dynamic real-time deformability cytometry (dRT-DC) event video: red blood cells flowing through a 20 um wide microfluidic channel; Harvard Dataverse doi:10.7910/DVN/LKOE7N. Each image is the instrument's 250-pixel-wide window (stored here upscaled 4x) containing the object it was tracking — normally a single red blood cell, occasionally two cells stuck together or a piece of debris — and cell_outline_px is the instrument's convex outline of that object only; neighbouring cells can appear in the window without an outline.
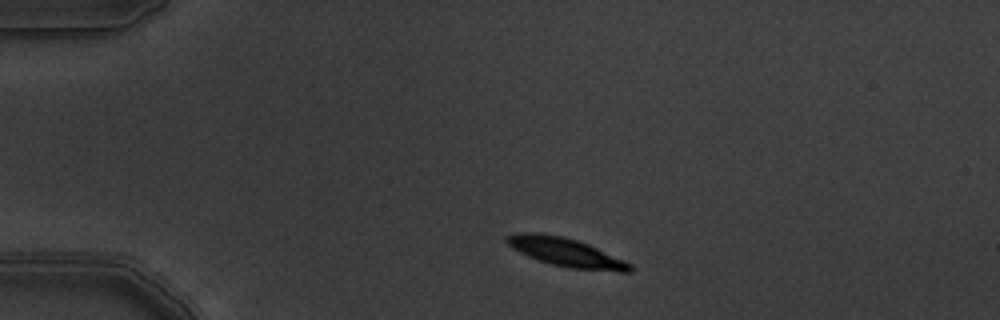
{"species": "common noctule bat (a hibernating species)", "species_latin": "Nyctalus noctula", "temperature_condition": "warm", "stored_images_in_passage": 6, "camera_frame_rate_fps": 3000, "um_per_image_px": 0.085, "animal": {"sex": "male", "body_mass_g": 19.5, "forearm_length_mm": 54.6}, "frame": {"image": 1, "passage_image": 1, "time_ms": 0.0, "image_size_px": [1000, 320], "cell_outline_px": [[632, 268], [628, 272], [620, 272], [568, 268], [552, 264], [528, 256], [512, 248], [504, 240], [504, 236], [512, 232], [536, 232], [560, 236], [576, 240], [588, 244], [624, 260], [632, 264]], "centroid_in_image_um": [48.05, 21.43], "position_along_channel_um": 36.9, "area_um2": 20.52}}
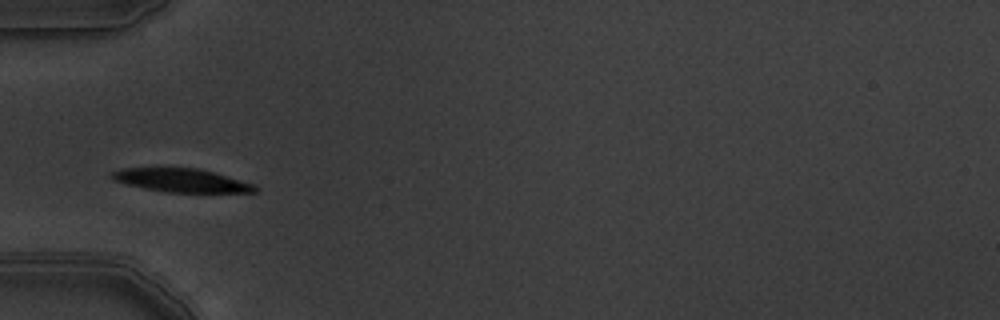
{"frame": {"image": 2, "passage_image": 3, "time_ms": 0.667, "image_size_px": [1000, 320], "cell_outline_px": [[260, 188], [256, 192], [168, 192], [144, 188], [112, 180], [108, 176], [112, 172], [124, 168], [200, 168], [252, 184]], "centroid_in_image_um": [15.39, 15.33], "position_along_channel_um": 69.6, "area_um2": 19.31}}
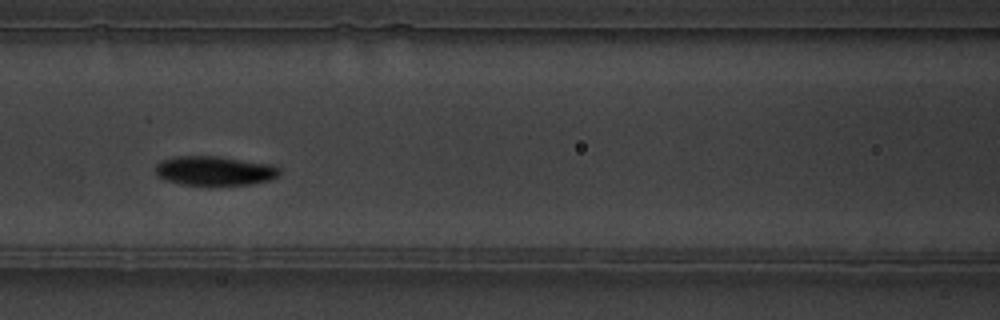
{"frame": {"image": 3, "passage_image": 5, "time_ms": 1.333, "image_size_px": [1000, 320], "cell_outline_px": [[280, 172], [276, 176], [268, 180], [252, 184], [208, 188], [180, 184], [156, 176], [156, 164], [160, 160], [176, 156], [216, 156], [272, 164], [280, 168]], "centroid_in_image_um": [18.21, 14.55], "position_along_channel_um": 148.4, "area_um2": 21.96}}